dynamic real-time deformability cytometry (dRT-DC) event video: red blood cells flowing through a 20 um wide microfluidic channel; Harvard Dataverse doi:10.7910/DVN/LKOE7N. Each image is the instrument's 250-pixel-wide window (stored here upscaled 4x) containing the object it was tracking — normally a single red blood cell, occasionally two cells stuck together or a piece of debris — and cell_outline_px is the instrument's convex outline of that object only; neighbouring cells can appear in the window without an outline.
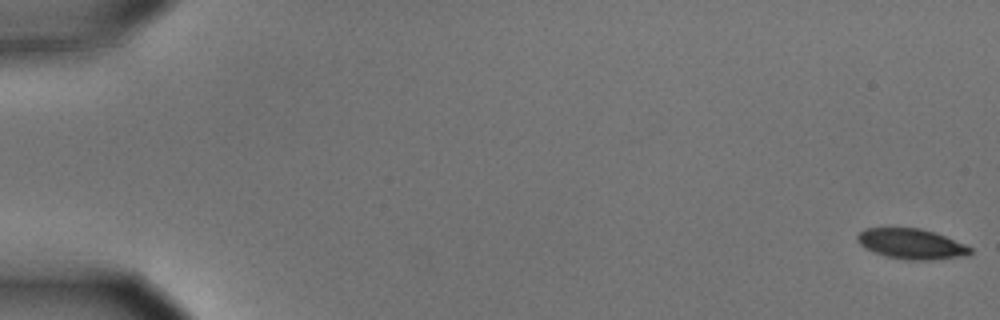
{"species": "common noctule bat (a hibernating species)", "species_latin": "Nyctalus noctula", "temperature_condition": "cold", "stored_images_in_passage": 57, "camera_frame_rate_fps": 3000, "um_per_image_px": 0.085, "animal": {"sex": "male", "body_mass_g": 15.6}, "frame": {"image": 1, "passage_image": 1, "time_ms": 0.0, "image_size_px": [1000, 320], "cell_outline_px": [[972, 252], [956, 256], [924, 260], [916, 260], [888, 256], [876, 252], [860, 244], [856, 240], [856, 236], [864, 228], [920, 228], [944, 236], [964, 244], [972, 248]], "centroid_in_image_um": [77.41, 20.7], "position_along_channel_um": 7.6, "area_um2": 19.13}}
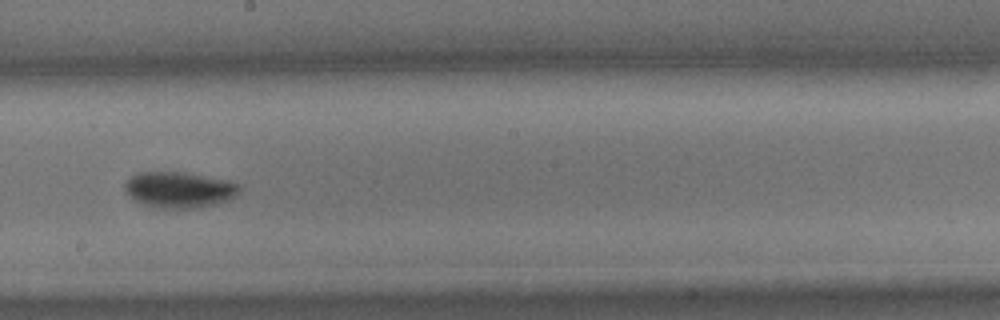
{"frame": {"image": 2, "passage_image": 33, "time_ms": 10.667, "image_size_px": [1000, 320], "cell_outline_px": [[240, 188], [236, 196], [228, 200], [216, 204], [196, 208], [156, 208], [144, 204], [136, 200], [124, 192], [124, 184], [136, 172], [180, 172], [224, 180], [236, 184]], "centroid_in_image_um": [15.18, 16.14], "position_along_channel_um": 233.0, "area_um2": 23.7}}
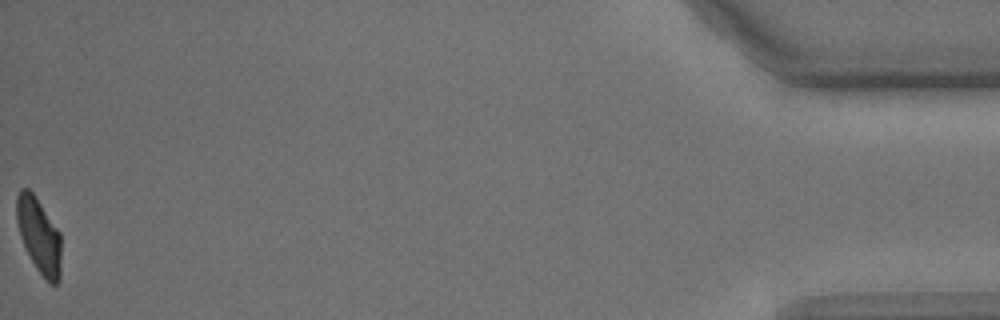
{"frame": {"image": 3, "passage_image": 57, "time_ms": 18.667, "image_size_px": [1000, 320], "cell_outline_px": [[60, 280], [56, 284], [48, 284], [36, 268], [24, 248], [20, 236], [16, 220], [16, 196], [20, 188], [28, 188], [36, 196], [60, 232]], "centroid_in_image_um": [3.29, 20.02], "position_along_channel_um": 431.9, "area_um2": 19.83}, "authors_computed_cell_mechanics": {"area_um2": 21.5594, "velocity_mm_per_s": 3.6104, "shape_relaxation_time_tau1_ms": 1.9155, "shape_relaxation_time_tau2_ms": null, "deformation_change_tau1": 0.0893, "deformation_change_tau2": null}}